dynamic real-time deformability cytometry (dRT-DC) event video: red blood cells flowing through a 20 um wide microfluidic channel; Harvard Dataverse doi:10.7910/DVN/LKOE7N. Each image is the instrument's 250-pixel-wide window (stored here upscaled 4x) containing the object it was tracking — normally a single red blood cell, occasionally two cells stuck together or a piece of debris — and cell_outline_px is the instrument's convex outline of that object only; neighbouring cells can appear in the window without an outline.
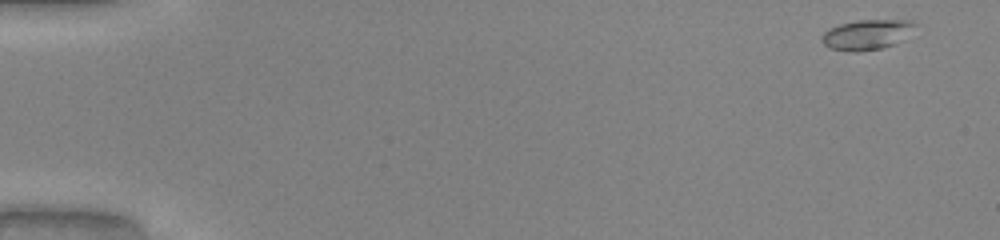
{"species": "common noctule bat (a hibernating species)", "species_latin": "Nyctalus noctula", "temperature_condition": "warm", "stored_images_in_passage": 49, "camera_frame_rate_fps": 3000, "um_per_image_px": 0.085, "animal": {"sex": "male", "body_mass_g": 20.0, "forearm_length_mm": 53.3}, "frame": {"image": 1, "passage_image": 1, "time_ms": 0.0, "image_size_px": [1000, 240], "cell_outline_px": [[916, 24], [896, 44], [884, 48], [856, 52], [848, 52], [828, 48], [820, 40], [820, 36], [828, 28], [840, 24], [856, 20], [912, 20]], "centroid_in_image_um": [73.59, 2.95], "position_along_channel_um": 11.4, "area_um2": 16.42}}
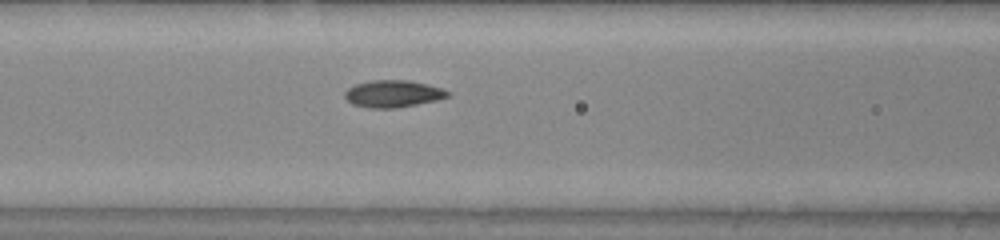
{"frame": {"image": 2, "passage_image": 21, "time_ms": 6.667, "image_size_px": [1000, 240], "cell_outline_px": [[452, 96], [436, 100], [416, 104], [392, 108], [368, 108], [352, 104], [344, 96], [344, 92], [348, 88], [356, 84], [372, 80], [408, 80], [428, 84], [452, 92]], "centroid_in_image_um": [33.42, 7.96], "position_along_channel_um": 133.2, "area_um2": 16.24}}
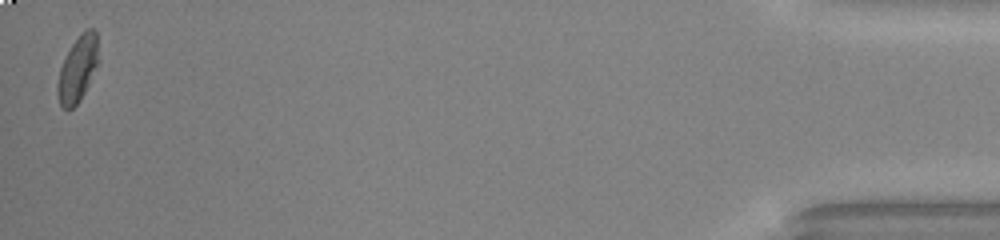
{"frame": {"image": 3, "passage_image": 49, "time_ms": 16.0, "image_size_px": [1000, 240], "cell_outline_px": [[96, 64], [88, 84], [80, 100], [68, 112], [60, 104], [56, 92], [56, 84], [60, 68], [72, 44], [88, 28], [92, 28], [96, 32]], "centroid_in_image_um": [6.54, 5.94], "position_along_channel_um": 428.7, "area_um2": 14.97}, "authors_computed_cell_mechanics": {"area_um2": 15.7794, "velocity_mm_per_s": 4.1041, "shape_relaxation_time_tau1_ms": 4.3151, "shape_relaxation_time_tau2_ms": 0.6799, "deformation_change_tau1": 0.1681, "deformation_change_tau2": 0.0406}}